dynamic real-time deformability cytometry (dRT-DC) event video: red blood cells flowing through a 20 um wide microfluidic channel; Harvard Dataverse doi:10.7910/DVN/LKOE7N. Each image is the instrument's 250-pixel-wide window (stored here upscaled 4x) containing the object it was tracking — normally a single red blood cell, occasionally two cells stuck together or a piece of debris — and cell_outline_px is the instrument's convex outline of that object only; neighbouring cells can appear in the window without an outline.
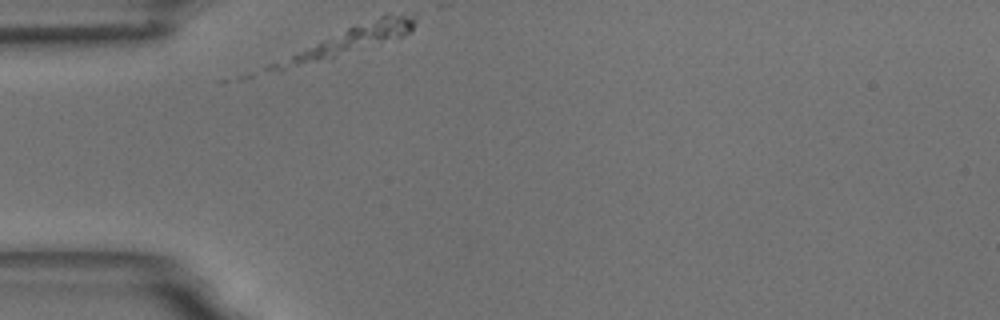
{"species": "common noctule bat (a hibernating species)", "species_latin": "Nyctalus noctula", "temperature_condition": "room temperature", "stored_images_in_passage": 3, "camera_frame_rate_fps": 3000, "um_per_image_px": 0.085, "animal": {"sex": "male", "body_mass_g": 18.8}, "frame": {"image": 1, "passage_image": 1, "time_ms": 0.0, "image_size_px": [1000, 320], "cell_outline_px": [[416, 20], [412, 28], [404, 36], [280, 72], [244, 80], [240, 80], [236, 76], [348, 28], [388, 12], [416, 16]], "centroid_in_image_um": [28.88, 3.71], "position_along_channel_um": 56.1, "area_um2": 24.57}}